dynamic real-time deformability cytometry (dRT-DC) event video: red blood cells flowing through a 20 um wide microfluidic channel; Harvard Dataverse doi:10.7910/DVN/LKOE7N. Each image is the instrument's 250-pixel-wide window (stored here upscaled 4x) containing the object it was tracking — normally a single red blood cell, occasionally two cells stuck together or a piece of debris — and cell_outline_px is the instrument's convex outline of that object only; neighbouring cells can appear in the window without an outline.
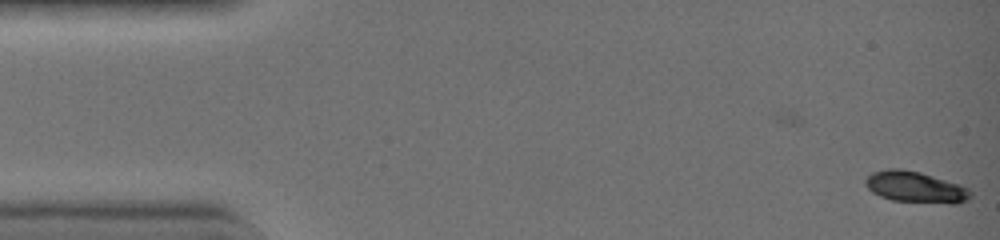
{"species": "common noctule bat (a hibernating species)", "species_latin": "Nyctalus noctula", "temperature_condition": "warm", "stored_images_in_passage": 4, "camera_frame_rate_fps": 3000, "um_per_image_px": 0.085, "animal": {"sex": "female", "body_mass_g": 19.0, "forearm_length_mm": 51.5}, "frame": {"image": 1, "passage_image": 4, "time_ms": 1.0, "image_size_px": [1000, 240], "cell_outline_px": [[972, 192], [964, 200], [956, 204], [952, 204], [892, 200], [880, 196], [872, 192], [868, 188], [868, 176], [872, 172], [916, 172], [944, 180], [968, 188]], "centroid_in_image_um": [77.87, 15.98], "position_along_channel_um": 7.1, "area_um2": 17.63}}